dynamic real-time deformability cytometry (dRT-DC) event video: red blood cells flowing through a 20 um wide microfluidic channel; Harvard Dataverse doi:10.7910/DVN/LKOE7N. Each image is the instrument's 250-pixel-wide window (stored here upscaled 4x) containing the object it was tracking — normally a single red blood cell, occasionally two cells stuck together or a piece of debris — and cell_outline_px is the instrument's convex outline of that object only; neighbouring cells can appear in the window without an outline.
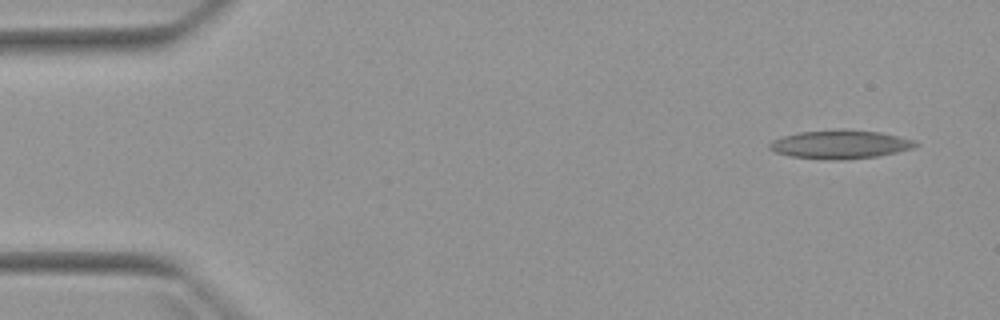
{"species": "Egyptian fruit bat (a non-hibernating species)", "species_latin": "Rousettus aegyptiacus", "temperature_condition": "warm", "stored_images_in_passage": 4, "camera_frame_rate_fps": 3000, "um_per_image_px": 0.085, "animal": {"sex": "female"}, "frame": {"image": 1, "passage_image": 1, "time_ms": 0.0, "image_size_px": [1000, 320], "cell_outline_px": [[920, 144], [912, 148], [896, 152], [876, 156], [844, 160], [832, 160], [792, 156], [776, 152], [768, 148], [768, 144], [772, 140], [784, 136], [800, 132], [880, 132], [916, 140]], "centroid_in_image_um": [71.43, 12.32], "position_along_channel_um": 13.6, "area_um2": 23.24}}
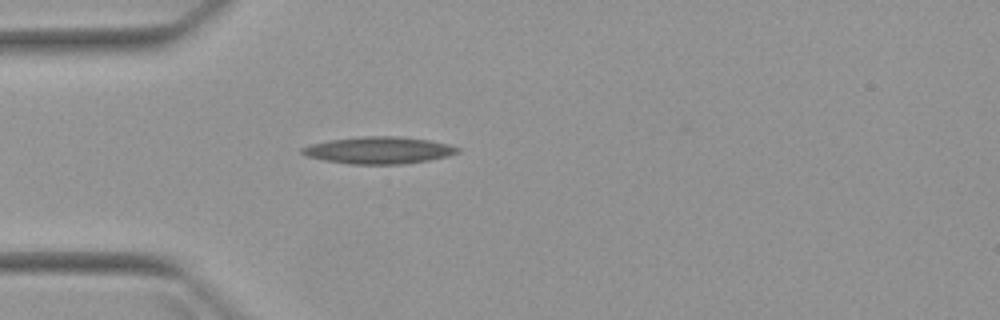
{"frame": {"image": 2, "passage_image": 4, "time_ms": 3.667, "image_size_px": [1000, 320], "cell_outline_px": [[460, 152], [448, 156], [428, 160], [404, 164], [352, 164], [324, 160], [304, 156], [300, 152], [300, 148], [312, 144], [332, 140], [364, 136], [396, 136], [432, 140], [448, 144], [460, 148]], "centroid_in_image_um": [32.21, 12.77], "position_along_channel_um": 52.8, "area_um2": 24.45}}